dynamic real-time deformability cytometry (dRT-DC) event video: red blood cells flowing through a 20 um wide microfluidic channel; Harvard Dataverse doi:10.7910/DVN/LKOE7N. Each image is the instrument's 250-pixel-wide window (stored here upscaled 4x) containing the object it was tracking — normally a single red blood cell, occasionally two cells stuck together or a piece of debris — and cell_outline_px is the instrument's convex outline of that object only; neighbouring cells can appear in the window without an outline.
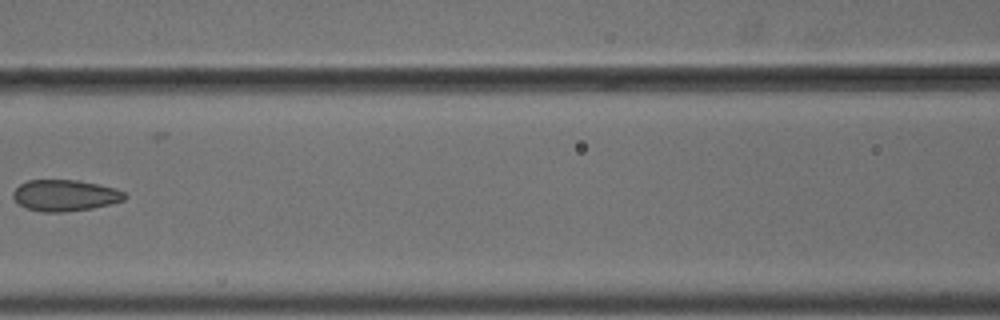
{"species": "common noctule bat (a hibernating species)", "species_latin": "Nyctalus noctula", "temperature_condition": "cold", "stored_images_in_passage": 10, "camera_frame_rate_fps": 3000, "um_per_image_px": 0.085, "animal": {"sex": "male", "body_mass_g": 18.8}, "frame": {"image": 1, "passage_image": 7, "time_ms": 2.0, "image_size_px": [1000, 320], "cell_outline_px": [[128, 196], [124, 200], [92, 208], [64, 212], [44, 212], [24, 208], [12, 196], [12, 192], [20, 184], [28, 180], [76, 180], [100, 184], [116, 188], [124, 192]], "centroid_in_image_um": [5.53, 16.6], "position_along_channel_um": 161.1, "area_um2": 20.4}}
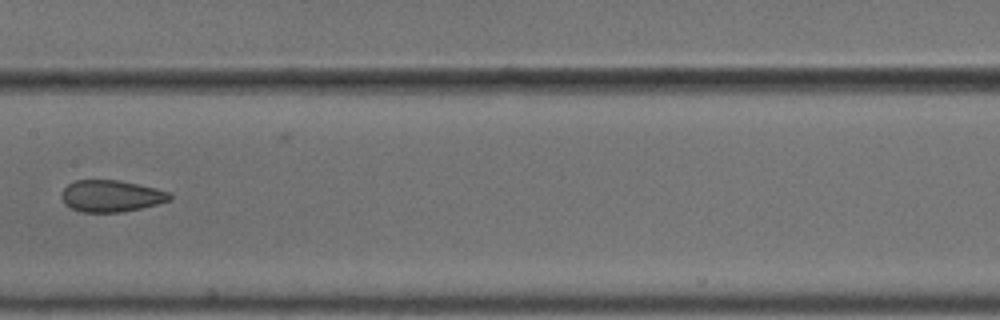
{"frame": {"image": 2, "passage_image": 8, "time_ms": 2.333, "image_size_px": [1000, 320], "cell_outline_px": [[172, 196], [168, 200], [156, 204], [140, 208], [120, 212], [80, 212], [64, 204], [60, 196], [64, 188], [68, 184], [76, 180], [120, 180], [156, 188], [168, 192]], "centroid_in_image_um": [9.4, 16.65], "position_along_channel_um": 198.0, "area_um2": 19.88}}
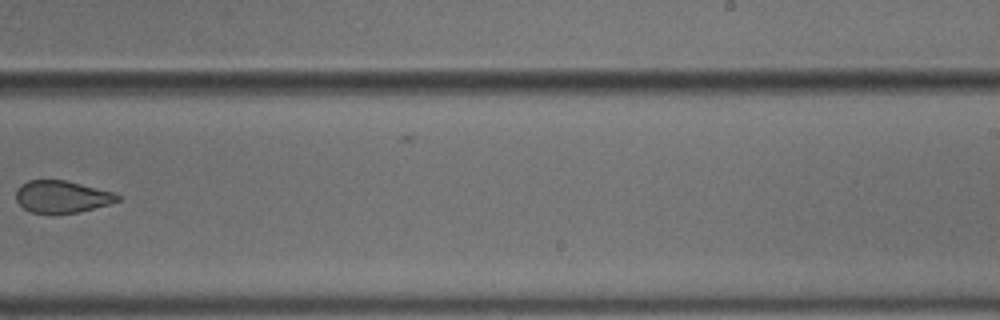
{"frame": {"image": 3, "passage_image": 10, "time_ms": 3.0, "image_size_px": [1000, 320], "cell_outline_px": [[120, 200], [108, 204], [76, 212], [32, 212], [24, 208], [16, 200], [16, 192], [20, 184], [28, 180], [64, 180], [112, 192], [120, 196]], "centroid_in_image_um": [5.22, 16.7], "position_along_channel_um": 283.8, "area_um2": 18.44}}